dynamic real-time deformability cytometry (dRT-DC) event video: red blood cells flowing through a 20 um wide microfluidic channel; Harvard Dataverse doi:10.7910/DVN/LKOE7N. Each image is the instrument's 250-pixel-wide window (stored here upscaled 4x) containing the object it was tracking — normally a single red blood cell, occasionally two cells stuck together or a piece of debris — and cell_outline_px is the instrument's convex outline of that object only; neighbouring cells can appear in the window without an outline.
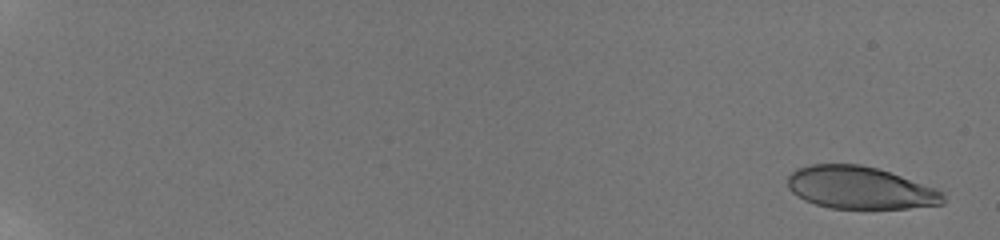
{"species": "human", "species_latin": "Homo sapiens", "temperature_condition": "room temperature", "stored_images_in_passage": 19, "camera_frame_rate_fps": 3000, "um_per_image_px": 0.085, "donor": {"sex": "male"}, "frame": {"image": 1, "passage_image": 2, "time_ms": 0.667, "image_size_px": [1000, 240], "cell_outline_px": [[944, 204], [908, 208], [828, 208], [804, 200], [792, 192], [788, 188], [788, 176], [796, 168], [812, 164], [860, 164], [876, 168], [936, 188], [944, 192]], "centroid_in_image_um": [73.09, 15.96], "position_along_channel_um": 11.9, "area_um2": 38.32}}
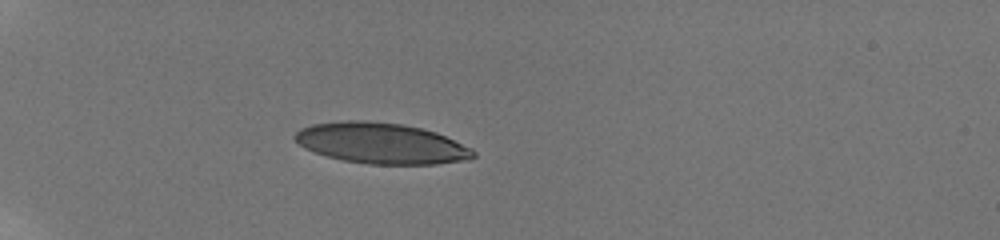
{"frame": {"image": 2, "passage_image": 12, "time_ms": 6.667, "image_size_px": [1000, 240], "cell_outline_px": [[476, 156], [472, 160], [436, 164], [368, 164], [344, 160], [328, 156], [304, 148], [292, 136], [300, 128], [312, 124], [348, 120], [364, 120], [404, 124], [436, 132], [472, 148], [476, 152]], "centroid_in_image_um": [32.45, 12.18], "position_along_channel_um": 52.6, "area_um2": 42.54}}
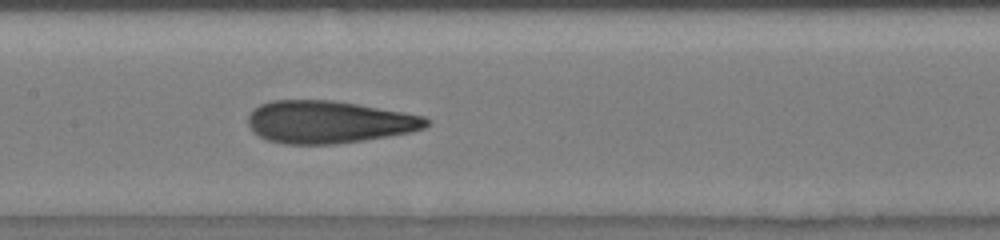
{"frame": {"image": 3, "passage_image": 19, "time_ms": 11.0, "image_size_px": [1000, 240], "cell_outline_px": [[432, 120], [424, 128], [412, 132], [364, 140], [332, 144], [284, 144], [268, 140], [252, 132], [248, 124], [248, 116], [252, 108], [260, 104], [272, 100], [332, 100], [404, 112], [424, 116]], "centroid_in_image_um": [27.92, 10.37], "position_along_channel_um": 179.5, "area_um2": 44.22}}